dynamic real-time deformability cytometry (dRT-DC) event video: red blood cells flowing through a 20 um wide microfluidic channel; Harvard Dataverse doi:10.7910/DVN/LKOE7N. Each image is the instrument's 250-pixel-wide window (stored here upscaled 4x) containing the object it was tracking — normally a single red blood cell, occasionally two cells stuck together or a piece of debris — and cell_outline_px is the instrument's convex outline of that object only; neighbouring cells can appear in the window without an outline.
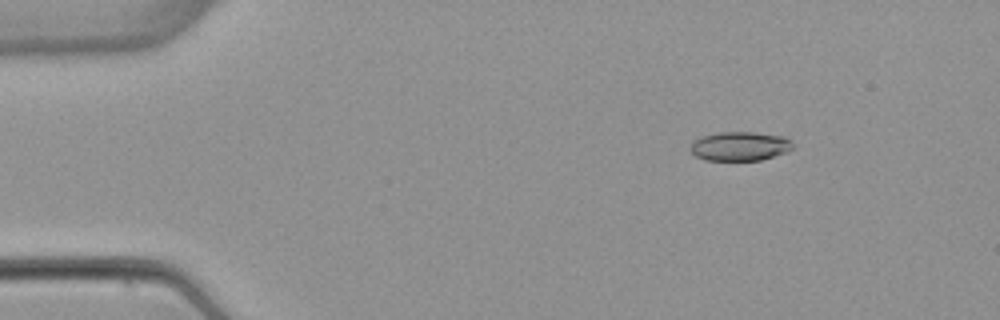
{"species": "common noctule bat (a hibernating species)", "species_latin": "Nyctalus noctula", "temperature_condition": "warm", "stored_images_in_passage": 4, "camera_frame_rate_fps": 3000, "um_per_image_px": 0.085, "animal": {"sex": "female", "body_mass_g": 22.7, "forearm_length_mm": 54.2}, "frame": {"image": 1, "passage_image": 2, "time_ms": 1.333, "image_size_px": [1000, 320], "cell_outline_px": [[792, 148], [788, 152], [760, 160], [704, 160], [696, 156], [688, 148], [692, 140], [704, 136], [720, 132], [756, 132], [784, 136], [792, 144]], "centroid_in_image_um": [62.86, 12.43], "position_along_channel_um": 22.1, "area_um2": 17.4}}